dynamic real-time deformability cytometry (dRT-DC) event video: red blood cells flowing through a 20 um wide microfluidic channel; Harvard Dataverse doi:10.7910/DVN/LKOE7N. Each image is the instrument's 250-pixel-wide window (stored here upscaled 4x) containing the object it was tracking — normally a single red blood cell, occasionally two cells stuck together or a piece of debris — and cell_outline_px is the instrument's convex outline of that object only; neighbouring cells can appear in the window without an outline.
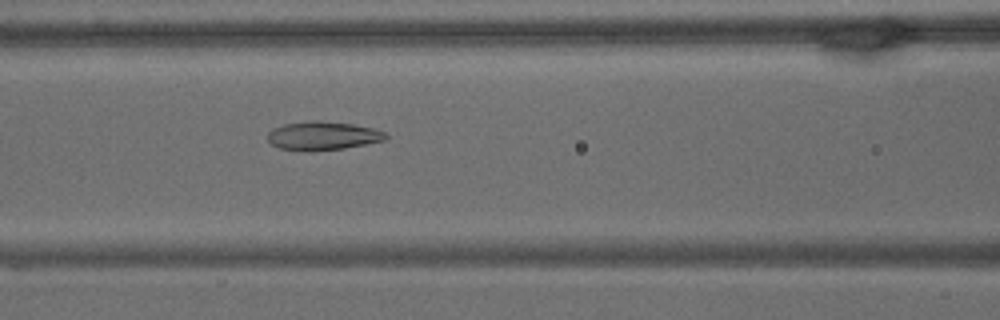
{"species": "common noctule bat (a hibernating species)", "species_latin": "Nyctalus noctula", "temperature_condition": "warm", "stored_images_in_passage": 48, "camera_frame_rate_fps": 3000, "um_per_image_px": 0.085, "animal": {"sex": "male", "body_mass_g": 15.6}, "frame": {"image": 1, "passage_image": 12, "time_ms": 3.667, "image_size_px": [1000, 320], "cell_outline_px": [[388, 136], [384, 140], [344, 148], [280, 148], [272, 144], [268, 140], [268, 132], [272, 128], [284, 124], [304, 120], [320, 120], [352, 124], [372, 128], [384, 132]], "centroid_in_image_um": [27.43, 11.47], "position_along_channel_um": 139.2, "area_um2": 18.84}}
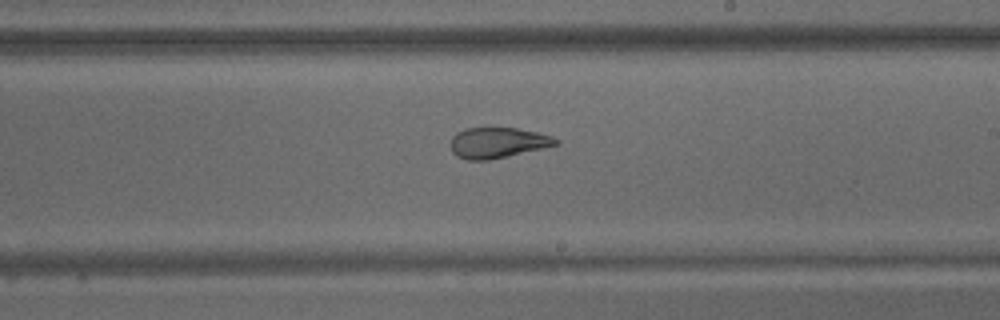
{"frame": {"image": 2, "passage_image": 22, "time_ms": 7.0, "image_size_px": [1000, 320], "cell_outline_px": [[560, 144], [488, 160], [468, 160], [456, 156], [452, 152], [452, 136], [456, 132], [464, 128], [516, 128], [536, 132], [552, 136], [560, 140]], "centroid_in_image_um": [42.3, 12.12], "position_along_channel_um": 246.7, "area_um2": 18.61}}
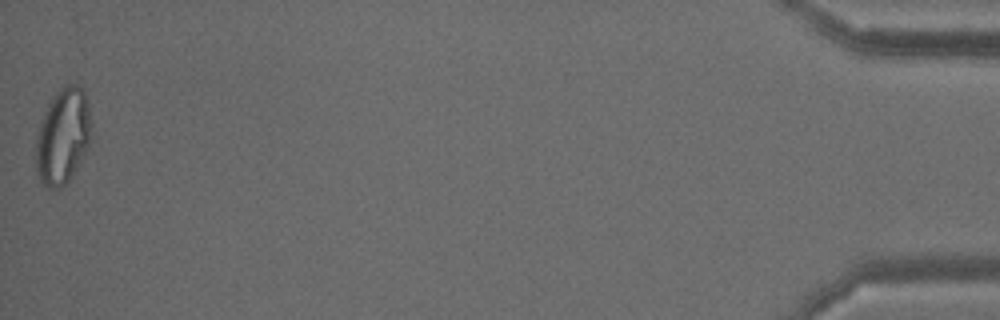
{"frame": {"image": 3, "passage_image": 48, "time_ms": 15.667, "image_size_px": [1000, 320], "cell_outline_px": [[92, 124], [88, 144], [72, 176], [60, 188], [44, 188], [40, 180], [36, 168], [36, 136], [44, 112], [52, 96], [64, 84], [80, 84], [84, 92], [88, 104]], "centroid_in_image_um": [5.33, 11.55], "position_along_channel_um": 429.9, "area_um2": 30.87}, "authors_computed_cell_mechanics": {"area_um2": 21.4727, "velocity_mm_per_s": 3.2356, "shape_relaxation_time_tau1_ms": null, "shape_relaxation_time_tau2_ms": 2.1786, "deformation_change_tau1": null, "deformation_change_tau2": 0.0863}}